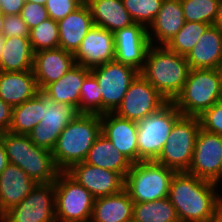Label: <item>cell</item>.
Here are the masks:
<instances>
[{
  "instance_id": "37",
  "label": "cell",
  "mask_w": 222,
  "mask_h": 222,
  "mask_svg": "<svg viewBox=\"0 0 222 222\" xmlns=\"http://www.w3.org/2000/svg\"><path fill=\"white\" fill-rule=\"evenodd\" d=\"M199 119L202 129L222 136V100L207 109Z\"/></svg>"
},
{
  "instance_id": "21",
  "label": "cell",
  "mask_w": 222,
  "mask_h": 222,
  "mask_svg": "<svg viewBox=\"0 0 222 222\" xmlns=\"http://www.w3.org/2000/svg\"><path fill=\"white\" fill-rule=\"evenodd\" d=\"M36 185L20 167L9 163L0 174V214L22 202Z\"/></svg>"
},
{
  "instance_id": "31",
  "label": "cell",
  "mask_w": 222,
  "mask_h": 222,
  "mask_svg": "<svg viewBox=\"0 0 222 222\" xmlns=\"http://www.w3.org/2000/svg\"><path fill=\"white\" fill-rule=\"evenodd\" d=\"M132 218L138 222H180L169 198L133 204Z\"/></svg>"
},
{
  "instance_id": "19",
  "label": "cell",
  "mask_w": 222,
  "mask_h": 222,
  "mask_svg": "<svg viewBox=\"0 0 222 222\" xmlns=\"http://www.w3.org/2000/svg\"><path fill=\"white\" fill-rule=\"evenodd\" d=\"M75 65L74 54L58 47L34 53L33 73L40 91L58 81Z\"/></svg>"
},
{
  "instance_id": "3",
  "label": "cell",
  "mask_w": 222,
  "mask_h": 222,
  "mask_svg": "<svg viewBox=\"0 0 222 222\" xmlns=\"http://www.w3.org/2000/svg\"><path fill=\"white\" fill-rule=\"evenodd\" d=\"M101 134V115L80 113L60 133L52 155L57 168L67 171L84 162L88 151Z\"/></svg>"
},
{
  "instance_id": "2",
  "label": "cell",
  "mask_w": 222,
  "mask_h": 222,
  "mask_svg": "<svg viewBox=\"0 0 222 222\" xmlns=\"http://www.w3.org/2000/svg\"><path fill=\"white\" fill-rule=\"evenodd\" d=\"M190 71L185 56L165 45H151L140 74L168 101L182 91Z\"/></svg>"
},
{
  "instance_id": "26",
  "label": "cell",
  "mask_w": 222,
  "mask_h": 222,
  "mask_svg": "<svg viewBox=\"0 0 222 222\" xmlns=\"http://www.w3.org/2000/svg\"><path fill=\"white\" fill-rule=\"evenodd\" d=\"M86 5L94 25L112 33L134 24L122 0H89Z\"/></svg>"
},
{
  "instance_id": "30",
  "label": "cell",
  "mask_w": 222,
  "mask_h": 222,
  "mask_svg": "<svg viewBox=\"0 0 222 222\" xmlns=\"http://www.w3.org/2000/svg\"><path fill=\"white\" fill-rule=\"evenodd\" d=\"M43 93L13 107L12 122L9 132L28 135L42 120Z\"/></svg>"
},
{
  "instance_id": "44",
  "label": "cell",
  "mask_w": 222,
  "mask_h": 222,
  "mask_svg": "<svg viewBox=\"0 0 222 222\" xmlns=\"http://www.w3.org/2000/svg\"><path fill=\"white\" fill-rule=\"evenodd\" d=\"M213 25L222 29V1L219 2L216 18Z\"/></svg>"
},
{
  "instance_id": "41",
  "label": "cell",
  "mask_w": 222,
  "mask_h": 222,
  "mask_svg": "<svg viewBox=\"0 0 222 222\" xmlns=\"http://www.w3.org/2000/svg\"><path fill=\"white\" fill-rule=\"evenodd\" d=\"M13 107L0 98V133L9 131L12 122Z\"/></svg>"
},
{
  "instance_id": "47",
  "label": "cell",
  "mask_w": 222,
  "mask_h": 222,
  "mask_svg": "<svg viewBox=\"0 0 222 222\" xmlns=\"http://www.w3.org/2000/svg\"><path fill=\"white\" fill-rule=\"evenodd\" d=\"M5 15L0 11V34L3 32V23H4Z\"/></svg>"
},
{
  "instance_id": "11",
  "label": "cell",
  "mask_w": 222,
  "mask_h": 222,
  "mask_svg": "<svg viewBox=\"0 0 222 222\" xmlns=\"http://www.w3.org/2000/svg\"><path fill=\"white\" fill-rule=\"evenodd\" d=\"M79 114L75 106L53 102L43 93L42 120L28 136L36 146L52 151L60 133Z\"/></svg>"
},
{
  "instance_id": "42",
  "label": "cell",
  "mask_w": 222,
  "mask_h": 222,
  "mask_svg": "<svg viewBox=\"0 0 222 222\" xmlns=\"http://www.w3.org/2000/svg\"><path fill=\"white\" fill-rule=\"evenodd\" d=\"M25 0H0V11L5 15L20 14Z\"/></svg>"
},
{
  "instance_id": "28",
  "label": "cell",
  "mask_w": 222,
  "mask_h": 222,
  "mask_svg": "<svg viewBox=\"0 0 222 222\" xmlns=\"http://www.w3.org/2000/svg\"><path fill=\"white\" fill-rule=\"evenodd\" d=\"M84 162L120 173L126 177L132 163L115 148L112 142L104 135L100 134L88 151Z\"/></svg>"
},
{
  "instance_id": "10",
  "label": "cell",
  "mask_w": 222,
  "mask_h": 222,
  "mask_svg": "<svg viewBox=\"0 0 222 222\" xmlns=\"http://www.w3.org/2000/svg\"><path fill=\"white\" fill-rule=\"evenodd\" d=\"M102 93V114L115 112L140 71L116 60L90 69Z\"/></svg>"
},
{
  "instance_id": "38",
  "label": "cell",
  "mask_w": 222,
  "mask_h": 222,
  "mask_svg": "<svg viewBox=\"0 0 222 222\" xmlns=\"http://www.w3.org/2000/svg\"><path fill=\"white\" fill-rule=\"evenodd\" d=\"M81 5L82 3L78 0H47L45 7L49 18L59 21Z\"/></svg>"
},
{
  "instance_id": "22",
  "label": "cell",
  "mask_w": 222,
  "mask_h": 222,
  "mask_svg": "<svg viewBox=\"0 0 222 222\" xmlns=\"http://www.w3.org/2000/svg\"><path fill=\"white\" fill-rule=\"evenodd\" d=\"M190 69H217L222 61V29L210 25L186 56Z\"/></svg>"
},
{
  "instance_id": "6",
  "label": "cell",
  "mask_w": 222,
  "mask_h": 222,
  "mask_svg": "<svg viewBox=\"0 0 222 222\" xmlns=\"http://www.w3.org/2000/svg\"><path fill=\"white\" fill-rule=\"evenodd\" d=\"M175 173L156 161L137 162L131 165L125 177V189L133 203L167 198Z\"/></svg>"
},
{
  "instance_id": "34",
  "label": "cell",
  "mask_w": 222,
  "mask_h": 222,
  "mask_svg": "<svg viewBox=\"0 0 222 222\" xmlns=\"http://www.w3.org/2000/svg\"><path fill=\"white\" fill-rule=\"evenodd\" d=\"M185 21H196L213 25L216 18L218 0H180Z\"/></svg>"
},
{
  "instance_id": "51",
  "label": "cell",
  "mask_w": 222,
  "mask_h": 222,
  "mask_svg": "<svg viewBox=\"0 0 222 222\" xmlns=\"http://www.w3.org/2000/svg\"><path fill=\"white\" fill-rule=\"evenodd\" d=\"M80 1L82 4H86L89 0H78Z\"/></svg>"
},
{
  "instance_id": "32",
  "label": "cell",
  "mask_w": 222,
  "mask_h": 222,
  "mask_svg": "<svg viewBox=\"0 0 222 222\" xmlns=\"http://www.w3.org/2000/svg\"><path fill=\"white\" fill-rule=\"evenodd\" d=\"M209 26L206 23L185 21L183 27L165 46L186 57Z\"/></svg>"
},
{
  "instance_id": "40",
  "label": "cell",
  "mask_w": 222,
  "mask_h": 222,
  "mask_svg": "<svg viewBox=\"0 0 222 222\" xmlns=\"http://www.w3.org/2000/svg\"><path fill=\"white\" fill-rule=\"evenodd\" d=\"M29 28L19 14L5 16L2 35L7 37H29Z\"/></svg>"
},
{
  "instance_id": "18",
  "label": "cell",
  "mask_w": 222,
  "mask_h": 222,
  "mask_svg": "<svg viewBox=\"0 0 222 222\" xmlns=\"http://www.w3.org/2000/svg\"><path fill=\"white\" fill-rule=\"evenodd\" d=\"M104 134L132 164L138 162L137 122L122 118L114 112L101 114Z\"/></svg>"
},
{
  "instance_id": "17",
  "label": "cell",
  "mask_w": 222,
  "mask_h": 222,
  "mask_svg": "<svg viewBox=\"0 0 222 222\" xmlns=\"http://www.w3.org/2000/svg\"><path fill=\"white\" fill-rule=\"evenodd\" d=\"M115 60L114 33L93 25L74 54L75 64L92 69Z\"/></svg>"
},
{
  "instance_id": "49",
  "label": "cell",
  "mask_w": 222,
  "mask_h": 222,
  "mask_svg": "<svg viewBox=\"0 0 222 222\" xmlns=\"http://www.w3.org/2000/svg\"><path fill=\"white\" fill-rule=\"evenodd\" d=\"M4 40H5V38L3 37L2 34H0V57H1L2 50H3V46H4Z\"/></svg>"
},
{
  "instance_id": "13",
  "label": "cell",
  "mask_w": 222,
  "mask_h": 222,
  "mask_svg": "<svg viewBox=\"0 0 222 222\" xmlns=\"http://www.w3.org/2000/svg\"><path fill=\"white\" fill-rule=\"evenodd\" d=\"M168 101L139 74L131 83L121 105L114 112L122 118L138 122L158 112Z\"/></svg>"
},
{
  "instance_id": "14",
  "label": "cell",
  "mask_w": 222,
  "mask_h": 222,
  "mask_svg": "<svg viewBox=\"0 0 222 222\" xmlns=\"http://www.w3.org/2000/svg\"><path fill=\"white\" fill-rule=\"evenodd\" d=\"M221 158L222 136L200 128L187 173L213 183L220 173Z\"/></svg>"
},
{
  "instance_id": "25",
  "label": "cell",
  "mask_w": 222,
  "mask_h": 222,
  "mask_svg": "<svg viewBox=\"0 0 222 222\" xmlns=\"http://www.w3.org/2000/svg\"><path fill=\"white\" fill-rule=\"evenodd\" d=\"M90 74V69L75 64L58 81L47 85L41 92L53 102L66 103L79 107L80 90L84 79Z\"/></svg>"
},
{
  "instance_id": "1",
  "label": "cell",
  "mask_w": 222,
  "mask_h": 222,
  "mask_svg": "<svg viewBox=\"0 0 222 222\" xmlns=\"http://www.w3.org/2000/svg\"><path fill=\"white\" fill-rule=\"evenodd\" d=\"M212 182L187 172H176L168 198L180 222H205L222 207V195Z\"/></svg>"
},
{
  "instance_id": "4",
  "label": "cell",
  "mask_w": 222,
  "mask_h": 222,
  "mask_svg": "<svg viewBox=\"0 0 222 222\" xmlns=\"http://www.w3.org/2000/svg\"><path fill=\"white\" fill-rule=\"evenodd\" d=\"M10 164L20 167L37 184H49L61 172L52 151L36 146L28 135L12 132L0 133Z\"/></svg>"
},
{
  "instance_id": "15",
  "label": "cell",
  "mask_w": 222,
  "mask_h": 222,
  "mask_svg": "<svg viewBox=\"0 0 222 222\" xmlns=\"http://www.w3.org/2000/svg\"><path fill=\"white\" fill-rule=\"evenodd\" d=\"M65 172L85 187L95 199L113 195L125 189V178L120 173L86 162L76 163Z\"/></svg>"
},
{
  "instance_id": "23",
  "label": "cell",
  "mask_w": 222,
  "mask_h": 222,
  "mask_svg": "<svg viewBox=\"0 0 222 222\" xmlns=\"http://www.w3.org/2000/svg\"><path fill=\"white\" fill-rule=\"evenodd\" d=\"M59 29V47L75 54L82 40L94 25L90 10L82 4L74 12L57 21Z\"/></svg>"
},
{
  "instance_id": "35",
  "label": "cell",
  "mask_w": 222,
  "mask_h": 222,
  "mask_svg": "<svg viewBox=\"0 0 222 222\" xmlns=\"http://www.w3.org/2000/svg\"><path fill=\"white\" fill-rule=\"evenodd\" d=\"M96 78L90 73L80 90L78 111L86 114H102V93Z\"/></svg>"
},
{
  "instance_id": "50",
  "label": "cell",
  "mask_w": 222,
  "mask_h": 222,
  "mask_svg": "<svg viewBox=\"0 0 222 222\" xmlns=\"http://www.w3.org/2000/svg\"><path fill=\"white\" fill-rule=\"evenodd\" d=\"M217 70H218V73H219V76H220V81H221V86H222V61L218 65Z\"/></svg>"
},
{
  "instance_id": "43",
  "label": "cell",
  "mask_w": 222,
  "mask_h": 222,
  "mask_svg": "<svg viewBox=\"0 0 222 222\" xmlns=\"http://www.w3.org/2000/svg\"><path fill=\"white\" fill-rule=\"evenodd\" d=\"M8 164H9V161L6 155L5 146L2 139L0 138V174L2 173V171L6 168Z\"/></svg>"
},
{
  "instance_id": "29",
  "label": "cell",
  "mask_w": 222,
  "mask_h": 222,
  "mask_svg": "<svg viewBox=\"0 0 222 222\" xmlns=\"http://www.w3.org/2000/svg\"><path fill=\"white\" fill-rule=\"evenodd\" d=\"M34 52L29 37H7L0 57V71L22 72L33 69Z\"/></svg>"
},
{
  "instance_id": "52",
  "label": "cell",
  "mask_w": 222,
  "mask_h": 222,
  "mask_svg": "<svg viewBox=\"0 0 222 222\" xmlns=\"http://www.w3.org/2000/svg\"><path fill=\"white\" fill-rule=\"evenodd\" d=\"M127 222H138V221H136L132 218V219L128 220Z\"/></svg>"
},
{
  "instance_id": "48",
  "label": "cell",
  "mask_w": 222,
  "mask_h": 222,
  "mask_svg": "<svg viewBox=\"0 0 222 222\" xmlns=\"http://www.w3.org/2000/svg\"><path fill=\"white\" fill-rule=\"evenodd\" d=\"M25 1L26 2L38 3V4H41V5L45 6L47 0H25Z\"/></svg>"
},
{
  "instance_id": "39",
  "label": "cell",
  "mask_w": 222,
  "mask_h": 222,
  "mask_svg": "<svg viewBox=\"0 0 222 222\" xmlns=\"http://www.w3.org/2000/svg\"><path fill=\"white\" fill-rule=\"evenodd\" d=\"M19 15L29 30L49 18L46 7L33 2H25Z\"/></svg>"
},
{
  "instance_id": "8",
  "label": "cell",
  "mask_w": 222,
  "mask_h": 222,
  "mask_svg": "<svg viewBox=\"0 0 222 222\" xmlns=\"http://www.w3.org/2000/svg\"><path fill=\"white\" fill-rule=\"evenodd\" d=\"M182 114L172 102L137 122L138 162L156 161L176 120Z\"/></svg>"
},
{
  "instance_id": "46",
  "label": "cell",
  "mask_w": 222,
  "mask_h": 222,
  "mask_svg": "<svg viewBox=\"0 0 222 222\" xmlns=\"http://www.w3.org/2000/svg\"><path fill=\"white\" fill-rule=\"evenodd\" d=\"M221 181H222V158H221V169H220L219 176L213 183L216 185V187L218 186V188H219ZM218 182H220V183H218Z\"/></svg>"
},
{
  "instance_id": "33",
  "label": "cell",
  "mask_w": 222,
  "mask_h": 222,
  "mask_svg": "<svg viewBox=\"0 0 222 222\" xmlns=\"http://www.w3.org/2000/svg\"><path fill=\"white\" fill-rule=\"evenodd\" d=\"M29 40L33 52L59 47V29L57 21L48 18L30 29Z\"/></svg>"
},
{
  "instance_id": "27",
  "label": "cell",
  "mask_w": 222,
  "mask_h": 222,
  "mask_svg": "<svg viewBox=\"0 0 222 222\" xmlns=\"http://www.w3.org/2000/svg\"><path fill=\"white\" fill-rule=\"evenodd\" d=\"M133 204L126 189L97 198L90 222H127L132 219Z\"/></svg>"
},
{
  "instance_id": "7",
  "label": "cell",
  "mask_w": 222,
  "mask_h": 222,
  "mask_svg": "<svg viewBox=\"0 0 222 222\" xmlns=\"http://www.w3.org/2000/svg\"><path fill=\"white\" fill-rule=\"evenodd\" d=\"M200 128L199 117L181 115L174 123L156 162L176 172H187Z\"/></svg>"
},
{
  "instance_id": "16",
  "label": "cell",
  "mask_w": 222,
  "mask_h": 222,
  "mask_svg": "<svg viewBox=\"0 0 222 222\" xmlns=\"http://www.w3.org/2000/svg\"><path fill=\"white\" fill-rule=\"evenodd\" d=\"M115 60L138 71L144 67L151 46L147 28L139 23L117 30L114 33Z\"/></svg>"
},
{
  "instance_id": "20",
  "label": "cell",
  "mask_w": 222,
  "mask_h": 222,
  "mask_svg": "<svg viewBox=\"0 0 222 222\" xmlns=\"http://www.w3.org/2000/svg\"><path fill=\"white\" fill-rule=\"evenodd\" d=\"M184 23L181 1L163 0L157 16L147 28L151 45H166L179 32Z\"/></svg>"
},
{
  "instance_id": "12",
  "label": "cell",
  "mask_w": 222,
  "mask_h": 222,
  "mask_svg": "<svg viewBox=\"0 0 222 222\" xmlns=\"http://www.w3.org/2000/svg\"><path fill=\"white\" fill-rule=\"evenodd\" d=\"M0 222H57L54 182L37 184L22 202L2 215Z\"/></svg>"
},
{
  "instance_id": "45",
  "label": "cell",
  "mask_w": 222,
  "mask_h": 222,
  "mask_svg": "<svg viewBox=\"0 0 222 222\" xmlns=\"http://www.w3.org/2000/svg\"><path fill=\"white\" fill-rule=\"evenodd\" d=\"M205 222H222V207L211 217H209Z\"/></svg>"
},
{
  "instance_id": "9",
  "label": "cell",
  "mask_w": 222,
  "mask_h": 222,
  "mask_svg": "<svg viewBox=\"0 0 222 222\" xmlns=\"http://www.w3.org/2000/svg\"><path fill=\"white\" fill-rule=\"evenodd\" d=\"M57 222H90L95 198L66 172L54 181Z\"/></svg>"
},
{
  "instance_id": "36",
  "label": "cell",
  "mask_w": 222,
  "mask_h": 222,
  "mask_svg": "<svg viewBox=\"0 0 222 222\" xmlns=\"http://www.w3.org/2000/svg\"><path fill=\"white\" fill-rule=\"evenodd\" d=\"M134 23L148 28L157 16L163 0H122Z\"/></svg>"
},
{
  "instance_id": "24",
  "label": "cell",
  "mask_w": 222,
  "mask_h": 222,
  "mask_svg": "<svg viewBox=\"0 0 222 222\" xmlns=\"http://www.w3.org/2000/svg\"><path fill=\"white\" fill-rule=\"evenodd\" d=\"M40 92L32 70L0 71V98L12 107L22 104Z\"/></svg>"
},
{
  "instance_id": "5",
  "label": "cell",
  "mask_w": 222,
  "mask_h": 222,
  "mask_svg": "<svg viewBox=\"0 0 222 222\" xmlns=\"http://www.w3.org/2000/svg\"><path fill=\"white\" fill-rule=\"evenodd\" d=\"M222 100V86L217 69H190L182 91L172 103L186 116L200 117Z\"/></svg>"
}]
</instances>
